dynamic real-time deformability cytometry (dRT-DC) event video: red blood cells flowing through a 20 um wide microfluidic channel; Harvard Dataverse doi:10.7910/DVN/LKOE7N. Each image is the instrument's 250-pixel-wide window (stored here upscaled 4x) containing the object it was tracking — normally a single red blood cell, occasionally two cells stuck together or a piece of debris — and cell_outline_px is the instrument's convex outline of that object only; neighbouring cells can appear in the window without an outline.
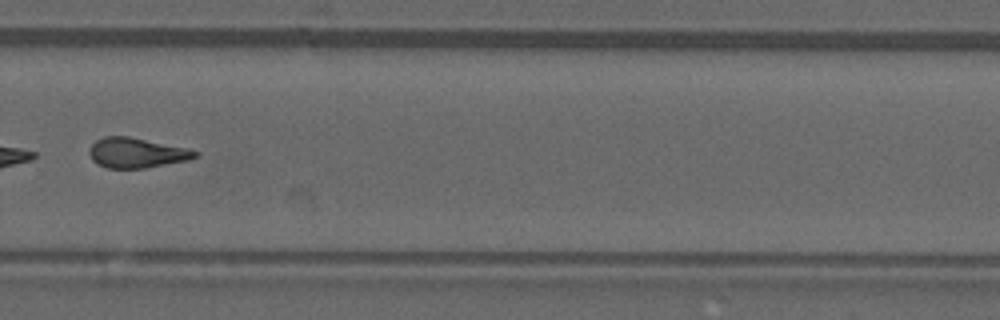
{"species": "common noctule bat (a hibernating species)", "species_latin": "Nyctalus noctula", "temperature_condition": "warm", "stored_images_in_passage": 45, "camera_frame_rate_fps": 3000, "um_per_image_px": 0.085, "animal": {"sex": "male", "forearm_length_mm": 52.5}, "frame": {"image": 1, "passage_image": 32, "time_ms": 10.333, "image_size_px": [1000, 320], "cell_outline_px": [[200, 156], [188, 160], [144, 168], [108, 168], [96, 164], [92, 160], [88, 152], [88, 148], [96, 140], [104, 136], [128, 136], [188, 148], [200, 152]], "centroid_in_image_um": [11.6, 12.99], "position_along_channel_um": 318.2, "area_um2": 18.67}}